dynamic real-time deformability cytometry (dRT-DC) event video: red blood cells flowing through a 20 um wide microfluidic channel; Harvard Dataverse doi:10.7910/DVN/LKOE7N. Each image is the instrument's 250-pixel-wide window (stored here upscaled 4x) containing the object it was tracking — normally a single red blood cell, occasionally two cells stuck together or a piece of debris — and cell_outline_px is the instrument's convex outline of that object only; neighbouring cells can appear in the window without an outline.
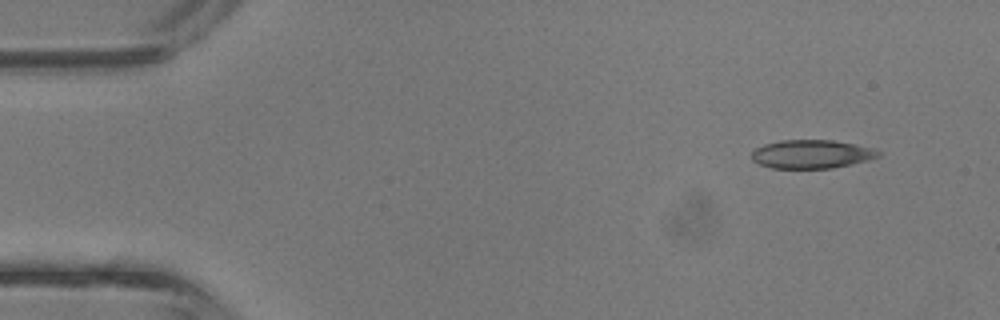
{"species": "common noctule bat (a hibernating species)", "species_latin": "Nyctalus noctula", "temperature_condition": "room temperature", "stored_images_in_passage": 4, "camera_frame_rate_fps": 3000, "um_per_image_px": 0.085, "animal": {"sex": "male", "body_mass_g": 13.3}, "frame": {"image": 1, "passage_image": 1, "time_ms": 0.0, "image_size_px": [1000, 320], "cell_outline_px": [[884, 152], [880, 156], [868, 160], [852, 164], [832, 168], [772, 168], [760, 164], [752, 160], [752, 152], [756, 148], [764, 144], [780, 140], [832, 140], [856, 144], [872, 148]], "centroid_in_image_um": [69.02, 13.09], "position_along_channel_um": 16.0, "area_um2": 21.15}}
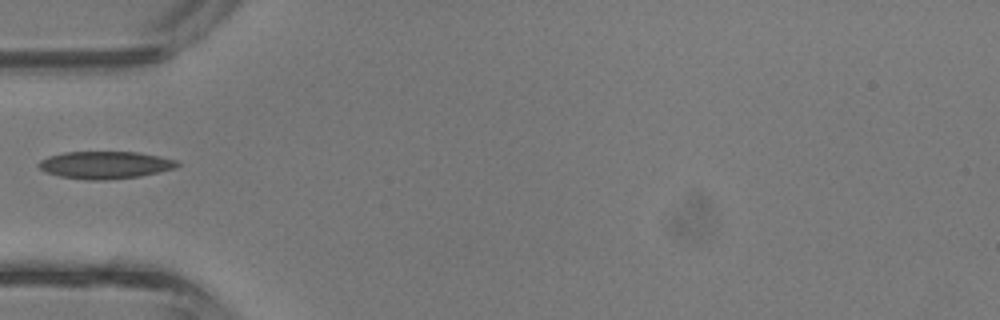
{"frame": {"image": 2, "passage_image": 4, "time_ms": 1.0, "image_size_px": [1000, 320], "cell_outline_px": [[180, 164], [176, 168], [140, 176], [108, 180], [88, 180], [60, 176], [44, 172], [36, 164], [40, 160], [48, 156], [64, 152], [136, 152], [176, 160]], "centroid_in_image_um": [8.89, 14.03], "position_along_channel_um": 76.1, "area_um2": 22.08}}